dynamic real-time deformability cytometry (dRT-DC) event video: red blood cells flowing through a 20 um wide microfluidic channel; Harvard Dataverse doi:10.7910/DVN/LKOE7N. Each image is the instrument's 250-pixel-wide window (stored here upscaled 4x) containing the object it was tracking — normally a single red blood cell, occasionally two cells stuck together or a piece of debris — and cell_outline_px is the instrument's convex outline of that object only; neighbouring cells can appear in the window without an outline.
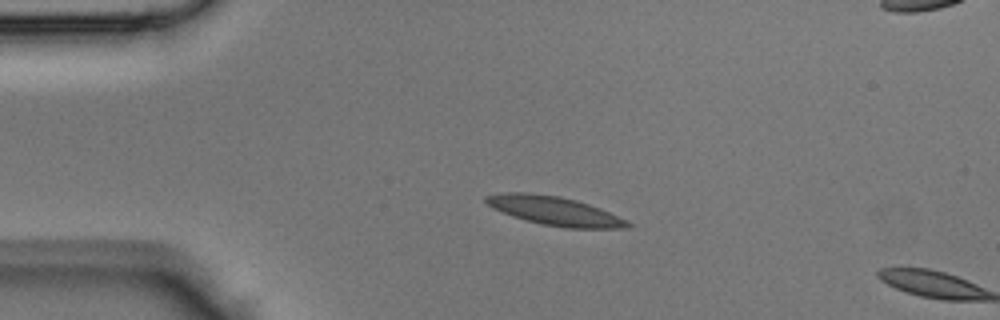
{"species": "Egyptian fruit bat (a non-hibernating species)", "species_latin": "Rousettus aegyptiacus", "temperature_condition": "room temperature", "stored_images_in_passage": 10, "camera_frame_rate_fps": 3000, "um_per_image_px": 0.085, "animal": {"sex": "male"}, "frame": {"image": 1, "passage_image": 9, "time_ms": 2.667, "image_size_px": [1000, 320], "cell_outline_px": [[632, 224], [624, 228], [568, 228], [544, 224], [528, 220], [492, 208], [484, 200], [484, 196], [504, 192], [528, 192], [560, 196], [576, 200], [600, 208], [628, 220]], "centroid_in_image_um": [47.16, 17.9], "position_along_channel_um": 37.8, "area_um2": 23.47}}